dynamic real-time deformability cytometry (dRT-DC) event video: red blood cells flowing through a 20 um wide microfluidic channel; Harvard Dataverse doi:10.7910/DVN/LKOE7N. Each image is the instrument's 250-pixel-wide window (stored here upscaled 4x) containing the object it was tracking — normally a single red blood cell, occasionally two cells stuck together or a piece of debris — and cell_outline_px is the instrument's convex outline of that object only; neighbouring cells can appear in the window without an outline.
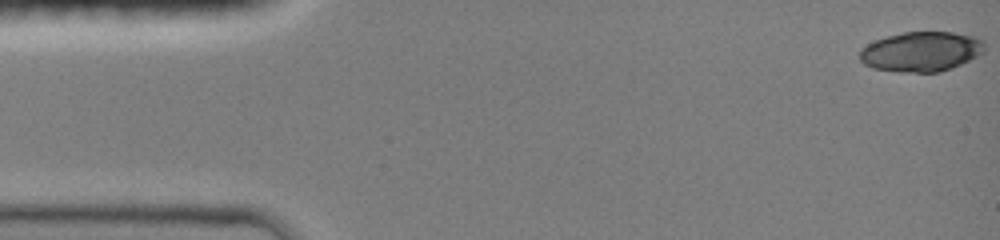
{"species": "common noctule bat (a hibernating species)", "species_latin": "Nyctalus noctula", "temperature_condition": "room temperature", "stored_images_in_passage": 22, "camera_frame_rate_fps": 3000, "um_per_image_px": 0.085, "animal": {"sex": "female", "body_mass_g": 19.0, "forearm_length_mm": 51.5}, "frame": {"image": 1, "passage_image": 1, "time_ms": 0.0, "image_size_px": [1000, 240], "cell_outline_px": [[984, 52], [952, 68], [940, 72], [900, 72], [872, 68], [864, 64], [860, 60], [860, 48], [876, 40], [888, 36], [904, 32], [952, 32], [976, 36], [984, 40]], "centroid_in_image_um": [78.31, 4.38], "position_along_channel_um": 6.7, "area_um2": 29.02}}
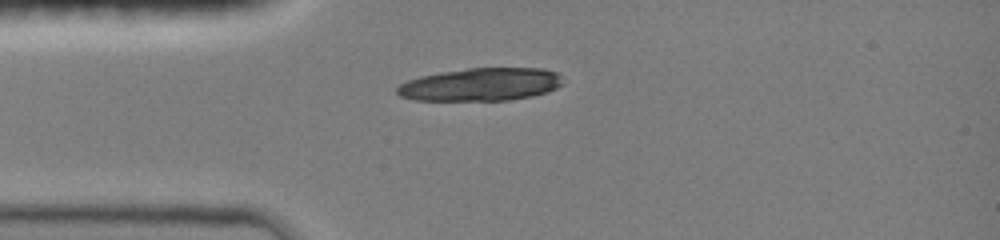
{"frame": {"image": 2, "passage_image": 18, "time_ms": 3.667, "image_size_px": [1000, 240], "cell_outline_px": [[564, 84], [548, 92], [532, 96], [508, 100], [416, 100], [400, 96], [396, 92], [396, 88], [400, 84], [408, 80], [420, 76], [440, 72], [468, 68], [540, 68], [556, 72], [560, 76]], "centroid_in_image_um": [40.87, 7.18], "position_along_channel_um": 44.1, "area_um2": 31.79}}